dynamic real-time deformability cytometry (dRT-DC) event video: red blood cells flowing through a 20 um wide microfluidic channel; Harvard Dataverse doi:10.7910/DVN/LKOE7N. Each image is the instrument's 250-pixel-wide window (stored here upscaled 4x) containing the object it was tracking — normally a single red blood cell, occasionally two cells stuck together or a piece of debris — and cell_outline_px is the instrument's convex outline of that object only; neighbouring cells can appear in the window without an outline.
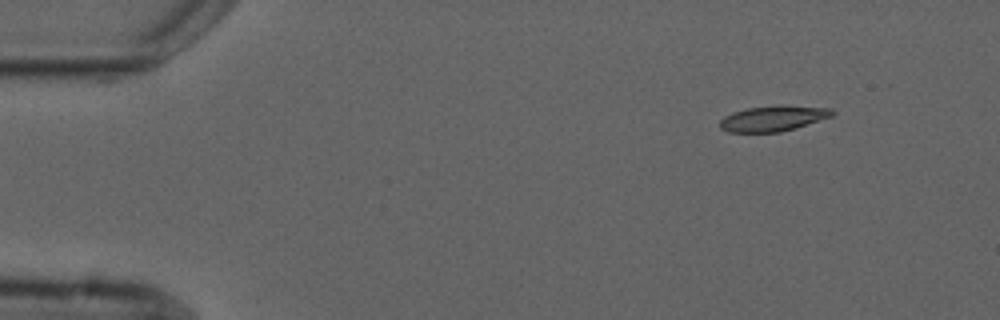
{"species": "common noctule bat (a hibernating species)", "species_latin": "Nyctalus noctula", "temperature_condition": "cold", "stored_images_in_passage": 5, "camera_frame_rate_fps": 3000, "um_per_image_px": 0.085, "animal": {"sex": "male", "forearm_length_mm": 52.5}, "frame": {"image": 1, "passage_image": 1, "time_ms": 0.0, "image_size_px": [1000, 320], "cell_outline_px": [[836, 112], [832, 116], [796, 128], [780, 132], [728, 132], [720, 128], [720, 120], [724, 116], [732, 112], [748, 108], [780, 104], [832, 108]], "centroid_in_image_um": [65.74, 10.05], "position_along_channel_um": 19.3, "area_um2": 16.94}}
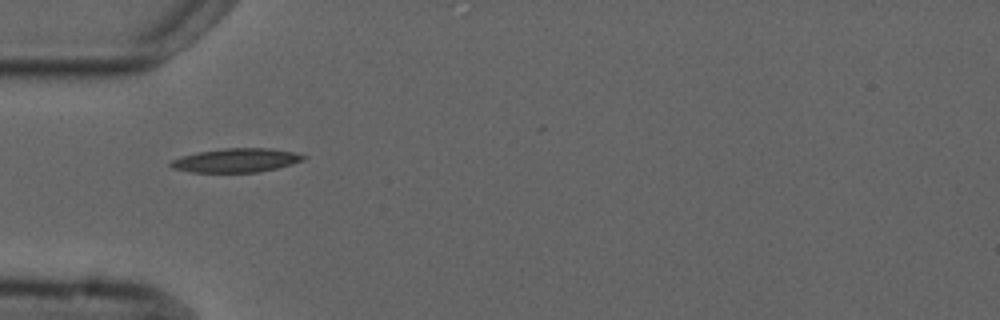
{"frame": {"image": 2, "passage_image": 4, "time_ms": 3.667, "image_size_px": [1000, 320], "cell_outline_px": [[308, 156], [304, 160], [292, 164], [260, 172], [188, 172], [172, 168], [168, 164], [172, 160], [196, 152], [224, 148], [272, 148], [296, 152]], "centroid_in_image_um": [20.11, 13.62], "position_along_channel_um": 64.9, "area_um2": 18.61}}
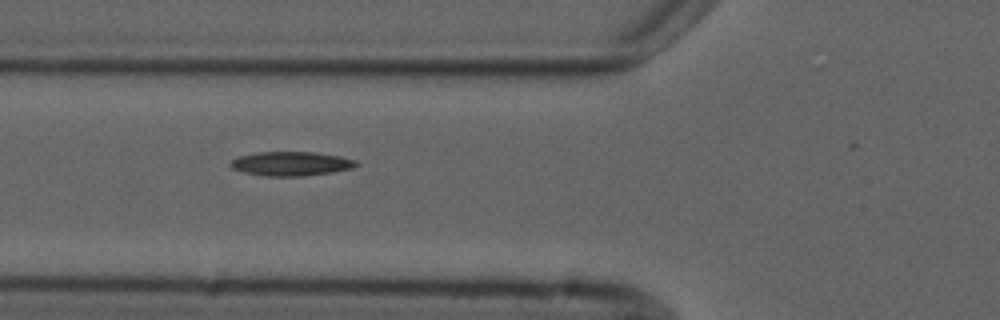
{"frame": {"image": 3, "passage_image": 5, "time_ms": 4.667, "image_size_px": [1000, 320], "cell_outline_px": [[360, 164], [352, 168], [332, 172], [304, 176], [264, 176], [244, 172], [232, 168], [228, 164], [236, 156], [256, 152], [312, 152], [340, 156], [356, 160]], "centroid_in_image_um": [24.72, 13.91], "position_along_channel_um": 101.1, "area_um2": 17.8}}